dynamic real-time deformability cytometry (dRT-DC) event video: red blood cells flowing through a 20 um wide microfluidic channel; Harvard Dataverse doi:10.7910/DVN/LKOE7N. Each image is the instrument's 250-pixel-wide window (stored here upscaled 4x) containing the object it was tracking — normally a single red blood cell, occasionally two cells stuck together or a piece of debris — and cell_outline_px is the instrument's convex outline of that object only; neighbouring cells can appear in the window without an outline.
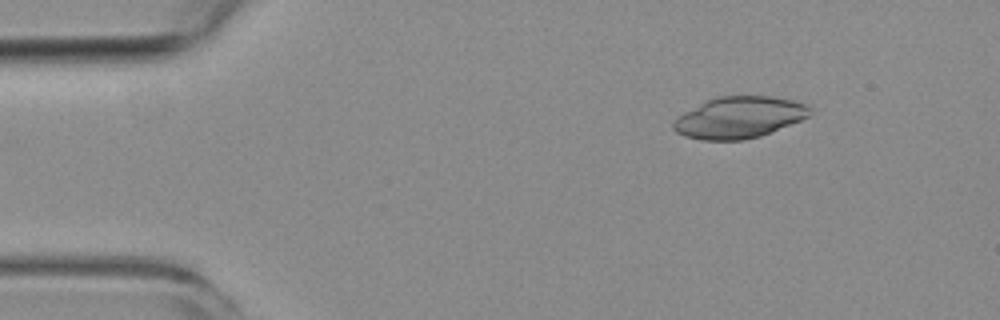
{"species": "common noctule bat (a hibernating species)", "species_latin": "Nyctalus noctula", "temperature_condition": "room temperature", "stored_images_in_passage": 4, "camera_frame_rate_fps": 3000, "um_per_image_px": 0.085, "animal": {"sex": "female", "body_mass_g": 19.3, "forearm_length_mm": 54.1}, "frame": {"image": 1, "passage_image": 2, "time_ms": 1.0, "image_size_px": [1000, 320], "cell_outline_px": [[812, 108], [808, 116], [800, 120], [760, 136], [744, 140], [700, 140], [684, 136], [676, 132], [672, 128], [672, 124], [676, 116], [708, 100], [720, 96], [772, 96], [792, 100], [808, 104]], "centroid_in_image_um": [62.8, 9.99], "position_along_channel_um": 22.2, "area_um2": 32.95}}